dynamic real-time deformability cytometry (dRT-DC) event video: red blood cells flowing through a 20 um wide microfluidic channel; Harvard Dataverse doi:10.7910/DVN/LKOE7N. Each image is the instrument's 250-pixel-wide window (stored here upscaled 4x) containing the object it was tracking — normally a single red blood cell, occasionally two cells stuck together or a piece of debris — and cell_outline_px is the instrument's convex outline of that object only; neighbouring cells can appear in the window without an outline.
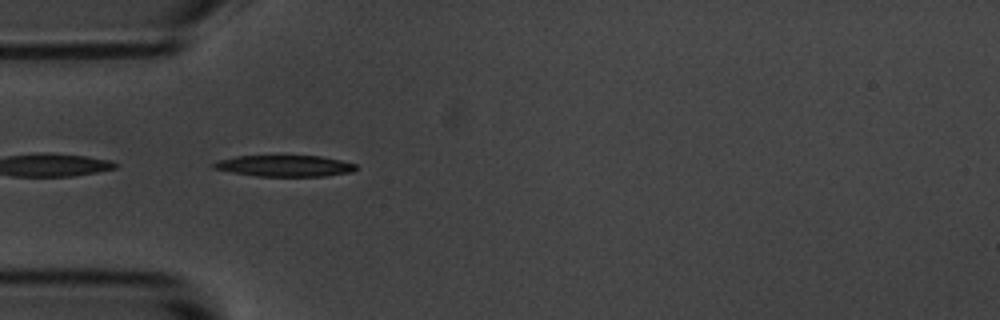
{"species": "common noctule bat (a hibernating species)", "species_latin": "Nyctalus noctula", "temperature_condition": "room temperature", "stored_images_in_passage": 5, "camera_frame_rate_fps": 3000, "um_per_image_px": 0.085, "animal": {"sex": "male", "body_mass_g": 20.1, "forearm_length_mm": 53.5}, "frame": {"image": 1, "passage_image": 2, "time_ms": 0.333, "image_size_px": [1000, 320], "cell_outline_px": [[356, 168], [352, 172], [324, 176], [260, 176], [232, 172], [212, 168], [212, 164], [216, 160], [236, 156], [320, 156], [340, 160], [356, 164]], "centroid_in_image_um": [24.17, 14.09], "position_along_channel_um": 60.8, "area_um2": 17.51}}